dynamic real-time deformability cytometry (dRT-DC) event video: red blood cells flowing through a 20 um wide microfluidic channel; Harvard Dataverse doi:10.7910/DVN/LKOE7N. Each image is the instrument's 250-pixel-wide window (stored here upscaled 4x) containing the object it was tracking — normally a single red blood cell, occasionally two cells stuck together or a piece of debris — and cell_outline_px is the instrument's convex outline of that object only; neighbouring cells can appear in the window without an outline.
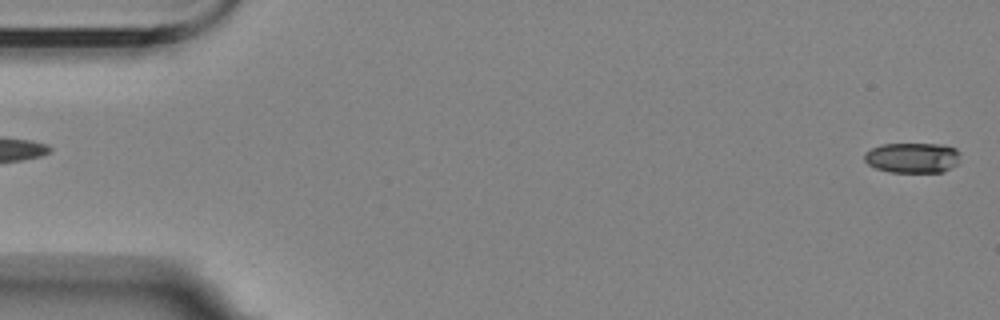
{"species": "Egyptian fruit bat (a non-hibernating species)", "species_latin": "Rousettus aegyptiacus", "temperature_condition": "room temperature", "stored_images_in_passage": 6, "segment_of_instrument_passage": [2, 2], "camera_frame_rate_fps": 3000, "um_per_image_px": 0.085, "animal": {"sex": "female"}, "frame": {"image": 1, "passage_image": 6, "time_ms": 6.0, "image_size_px": [1000, 320], "cell_outline_px": [[960, 152], [956, 164], [944, 172], [888, 172], [876, 168], [868, 164], [864, 160], [864, 152], [880, 144], [944, 144], [956, 148]], "centroid_in_image_um": [77.55, 13.4], "position_along_channel_um": 7.5, "area_um2": 17.05}}